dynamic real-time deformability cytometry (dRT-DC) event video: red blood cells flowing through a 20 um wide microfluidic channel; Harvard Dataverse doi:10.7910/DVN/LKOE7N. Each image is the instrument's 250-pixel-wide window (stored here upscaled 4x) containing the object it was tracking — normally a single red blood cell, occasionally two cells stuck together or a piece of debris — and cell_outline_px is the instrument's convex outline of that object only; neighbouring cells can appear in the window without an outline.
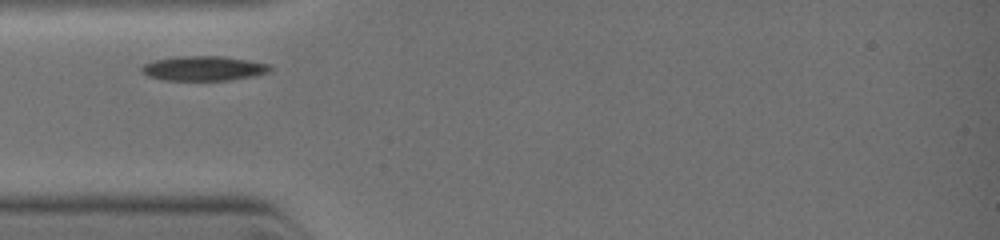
{"species": "common noctule bat (a hibernating species)", "species_latin": "Nyctalus noctula", "temperature_condition": "warm", "stored_images_in_passage": 3, "camera_frame_rate_fps": 3000, "um_per_image_px": 0.085, "animal": {"sex": "female", "body_mass_g": 19.0, "forearm_length_mm": 51.5}, "frame": {"image": 1, "passage_image": 1, "time_ms": 0.0, "image_size_px": [1000, 240], "cell_outline_px": [[272, 68], [268, 72], [252, 76], [228, 80], [164, 80], [148, 76], [140, 72], [140, 68], [144, 64], [156, 60], [176, 56], [220, 56], [268, 64]], "centroid_in_image_um": [17.24, 5.81], "position_along_channel_um": 67.8, "area_um2": 18.21}}
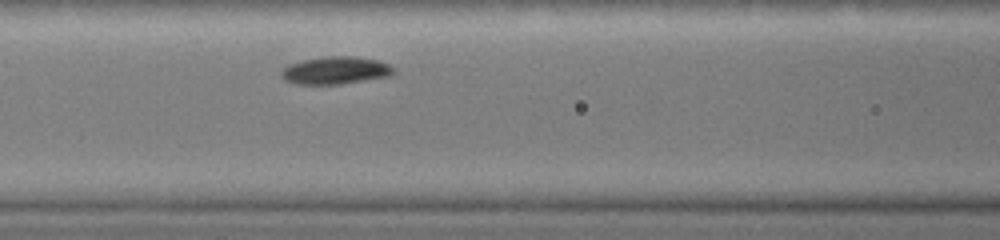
{"frame": {"image": 2, "passage_image": 3, "time_ms": 1.333, "image_size_px": [1000, 240], "cell_outline_px": [[396, 72], [388, 76], [340, 84], [300, 84], [288, 80], [280, 76], [280, 72], [288, 64], [304, 60], [328, 56], [352, 56], [376, 60], [388, 64], [396, 68]], "centroid_in_image_um": [28.54, 5.98], "position_along_channel_um": 138.1, "area_um2": 17.8}}